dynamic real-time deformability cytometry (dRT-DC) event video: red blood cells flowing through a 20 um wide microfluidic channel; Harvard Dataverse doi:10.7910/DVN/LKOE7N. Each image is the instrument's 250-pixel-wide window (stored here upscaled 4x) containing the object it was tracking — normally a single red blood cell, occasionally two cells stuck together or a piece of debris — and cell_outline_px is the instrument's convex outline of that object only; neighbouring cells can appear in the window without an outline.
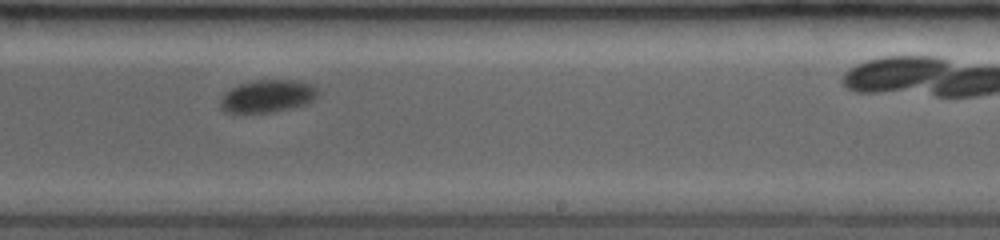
{"species": "common noctule bat (a hibernating species)", "species_latin": "Nyctalus noctula", "temperature_condition": "room temperature", "stored_images_in_passage": 24, "camera_frame_rate_fps": 3500, "um_per_image_px": 0.085, "animal": {"sex": "female", "body_mass_g": 19.0, "forearm_length_mm": 53.3}, "frame": {"image": 1, "passage_image": 14, "time_ms": 9.429, "image_size_px": [1000, 240], "cell_outline_px": [[320, 92], [312, 100], [304, 104], [292, 108], [272, 112], [240, 116], [224, 112], [220, 108], [220, 100], [224, 92], [240, 84], [252, 80], [300, 80], [312, 84]], "centroid_in_image_um": [22.67, 8.21], "position_along_channel_um": 266.3, "area_um2": 19.25}}